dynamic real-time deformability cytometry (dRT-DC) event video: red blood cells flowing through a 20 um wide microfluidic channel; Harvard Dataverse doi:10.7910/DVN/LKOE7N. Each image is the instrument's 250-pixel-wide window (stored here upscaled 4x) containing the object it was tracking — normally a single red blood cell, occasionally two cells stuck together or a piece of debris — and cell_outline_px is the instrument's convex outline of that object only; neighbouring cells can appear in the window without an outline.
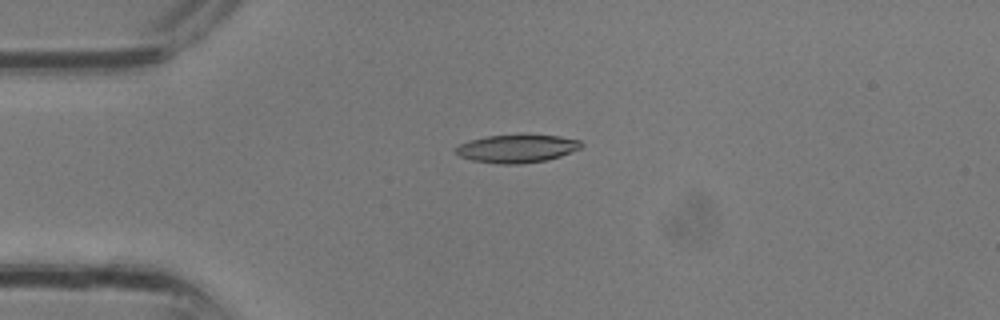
{"species": "common noctule bat (a hibernating species)", "species_latin": "Nyctalus noctula", "temperature_condition": "room temperature", "stored_images_in_passage": 22, "camera_frame_rate_fps": 3000, "um_per_image_px": 0.085, "animal": {"sex": "male", "body_mass_g": 13.3}, "frame": {"image": 1, "passage_image": 1, "time_ms": 0.0, "image_size_px": [1000, 320], "cell_outline_px": [[584, 144], [580, 148], [560, 156], [544, 160], [520, 164], [496, 164], [472, 160], [460, 156], [452, 148], [468, 140], [488, 136], [520, 132], [560, 136], [580, 140]], "centroid_in_image_um": [43.92, 12.58], "position_along_channel_um": 41.1, "area_um2": 21.21}}
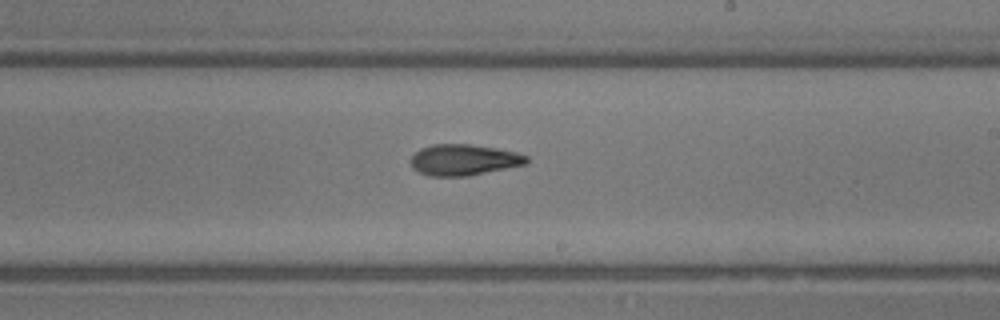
{"frame": {"image": 2, "passage_image": 12, "time_ms": 3.667, "image_size_px": [1000, 320], "cell_outline_px": [[528, 164], [468, 176], [428, 176], [412, 168], [412, 156], [420, 148], [432, 144], [468, 144], [496, 148], [516, 152], [528, 156]], "centroid_in_image_um": [39.44, 13.59], "position_along_channel_um": 249.6, "area_um2": 20.98}}
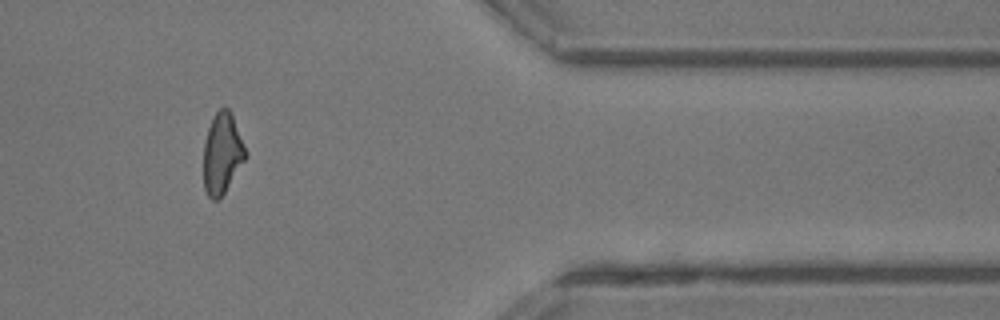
{"frame": {"image": 3, "passage_image": 20, "time_ms": 6.333, "image_size_px": [1000, 320], "cell_outline_px": [[248, 156], [220, 200], [212, 200], [208, 196], [204, 188], [204, 144], [208, 128], [216, 112], [220, 108], [228, 108], [232, 116], [248, 152]], "centroid_in_image_um": [18.9, 13.1], "position_along_channel_um": 392.5, "area_um2": 19.83}}